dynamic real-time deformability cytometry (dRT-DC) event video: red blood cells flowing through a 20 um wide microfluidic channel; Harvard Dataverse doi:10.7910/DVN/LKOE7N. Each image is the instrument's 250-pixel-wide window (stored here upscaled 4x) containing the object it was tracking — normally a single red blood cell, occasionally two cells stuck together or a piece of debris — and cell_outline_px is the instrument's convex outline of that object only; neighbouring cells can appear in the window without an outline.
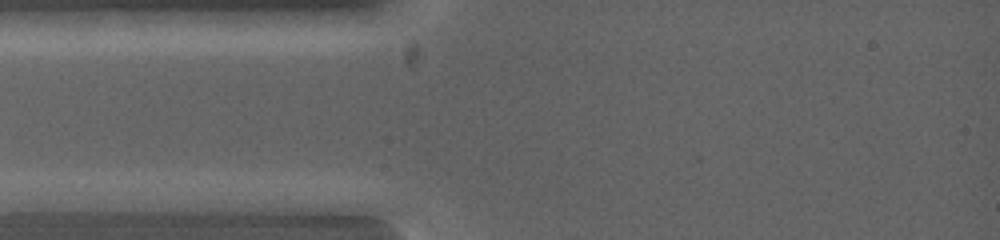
{"species": "common noctule bat (a hibernating species)", "species_latin": "Nyctalus noctula", "temperature_condition": "warm", "stored_images_in_passage": 2, "camera_frame_rate_fps": 5000, "um_per_image_px": 0.085, "animal": {"sex": "female", "body_mass_g": 19.0, "forearm_length_mm": 53.3}, "frame": {"image": 1, "passage_image": 1, "time_ms": 0.0, "image_size_px": [1000, 240], "cell_outline_px": [[124, 200], [112, 212], [44, 212], [12, 200], [68, 192], [80, 192]], "centroid_in_image_um": [6.11, 17.24], "position_along_channel_um": 78.9, "area_um2": 11.39}}